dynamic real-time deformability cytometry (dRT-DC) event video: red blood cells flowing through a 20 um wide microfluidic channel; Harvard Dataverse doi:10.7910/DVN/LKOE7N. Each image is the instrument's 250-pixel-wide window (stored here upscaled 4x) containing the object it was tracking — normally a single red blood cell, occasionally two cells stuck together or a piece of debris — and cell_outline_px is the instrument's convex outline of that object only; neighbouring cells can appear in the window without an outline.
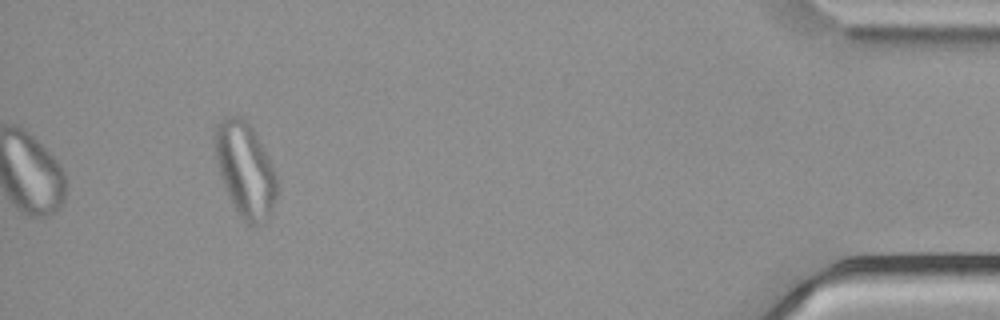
{"species": "common noctule bat (a hibernating species)", "species_latin": "Nyctalus noctula", "temperature_condition": "cold", "stored_images_in_passage": 34, "camera_frame_rate_fps": 3000, "um_per_image_px": 0.085, "animal": {"sex": "male", "body_mass_g": 21.5, "forearm_length_mm": 52.0}, "frame": {"image": 1, "passage_image": 34, "time_ms": 11.0, "image_size_px": [1000, 320], "cell_outline_px": [[276, 200], [264, 224], [244, 224], [236, 212], [224, 184], [212, 148], [216, 124], [224, 116], [240, 116], [248, 120], [276, 172]], "centroid_in_image_um": [20.81, 14.4], "position_along_channel_um": 414.4, "area_um2": 34.28}, "authors_computed_cell_mechanics": {"area_um2": 28.7555, "velocity_mm_per_s": 3.7802, "shape_relaxation_time_tau1_ms": null, "shape_relaxation_time_tau2_ms": 2.205, "deformation_change_tau1": null, "deformation_change_tau2": 0.0763}}